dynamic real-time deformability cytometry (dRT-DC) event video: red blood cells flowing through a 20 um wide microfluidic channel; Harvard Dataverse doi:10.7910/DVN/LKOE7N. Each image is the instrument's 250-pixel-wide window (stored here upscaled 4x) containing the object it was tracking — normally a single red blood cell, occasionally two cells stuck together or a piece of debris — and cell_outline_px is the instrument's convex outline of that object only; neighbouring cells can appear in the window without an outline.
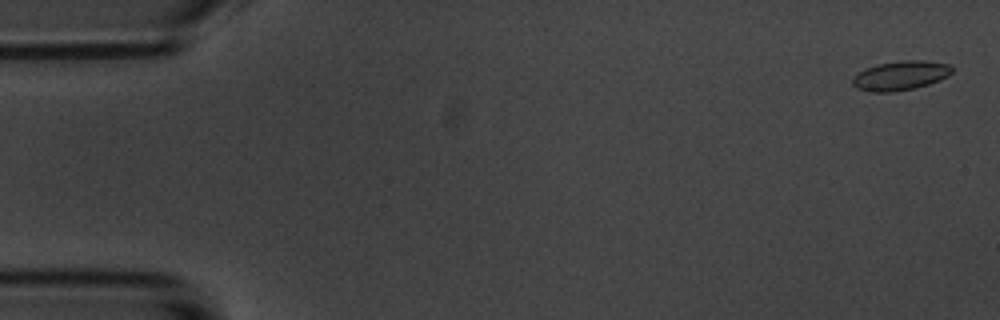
{"species": "common noctule bat (a hibernating species)", "species_latin": "Nyctalus noctula", "temperature_condition": "room temperature", "stored_images_in_passage": 55, "camera_frame_rate_fps": 3000, "um_per_image_px": 0.085, "animal": {"sex": "male", "body_mass_g": 20.1, "forearm_length_mm": 53.5}, "frame": {"image": 1, "passage_image": 1, "time_ms": 0.0, "image_size_px": [1000, 320], "cell_outline_px": [[952, 72], [948, 76], [940, 80], [916, 88], [892, 92], [868, 92], [856, 88], [852, 84], [852, 76], [864, 68], [876, 64], [900, 60], [924, 60], [948, 64], [952, 68]], "centroid_in_image_um": [76.49, 6.42], "position_along_channel_um": 8.5, "area_um2": 17.28}}
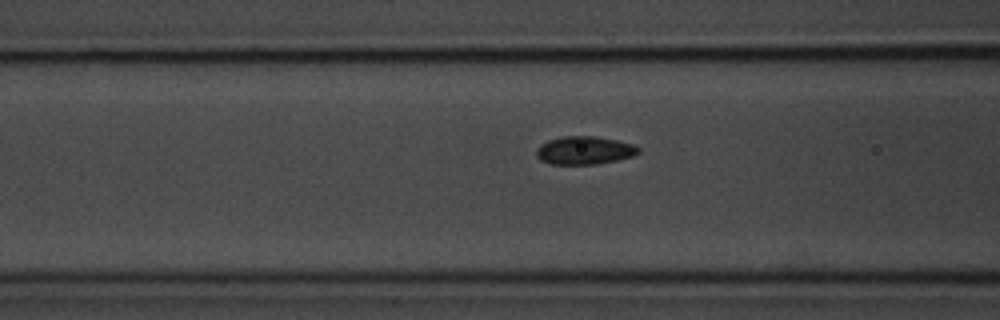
{"frame": {"image": 2, "passage_image": 21, "time_ms": 6.667, "image_size_px": [1000, 320], "cell_outline_px": [[640, 152], [632, 156], [616, 160], [596, 164], [552, 164], [540, 160], [536, 156], [536, 148], [540, 144], [548, 140], [564, 136], [592, 136], [616, 140], [632, 144], [640, 148]], "centroid_in_image_um": [49.64, 12.78], "position_along_channel_um": 117.0, "area_um2": 16.65}}
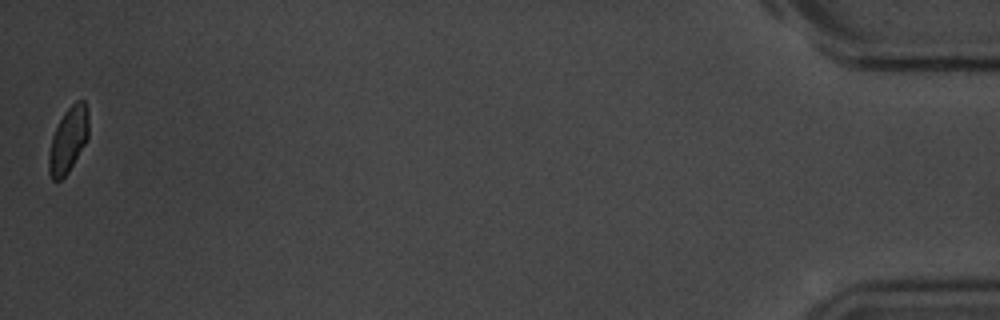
{"frame": {"image": 3, "passage_image": 55, "time_ms": 18.0, "image_size_px": [1000, 320], "cell_outline_px": [[88, 140], [68, 172], [60, 180], [52, 180], [48, 172], [48, 152], [52, 136], [64, 112], [76, 100], [84, 100], [88, 112]], "centroid_in_image_um": [5.8, 11.9], "position_along_channel_um": 429.4, "area_um2": 15.26}, "authors_computed_cell_mechanics": {"area_um2": 16.2996, "velocity_mm_per_s": 3.6023, "shape_relaxation_time_tau1_ms": 2.4237, "shape_relaxation_time_tau2_ms": null, "deformation_change_tau1": 0.0586, "deformation_change_tau2": null}}